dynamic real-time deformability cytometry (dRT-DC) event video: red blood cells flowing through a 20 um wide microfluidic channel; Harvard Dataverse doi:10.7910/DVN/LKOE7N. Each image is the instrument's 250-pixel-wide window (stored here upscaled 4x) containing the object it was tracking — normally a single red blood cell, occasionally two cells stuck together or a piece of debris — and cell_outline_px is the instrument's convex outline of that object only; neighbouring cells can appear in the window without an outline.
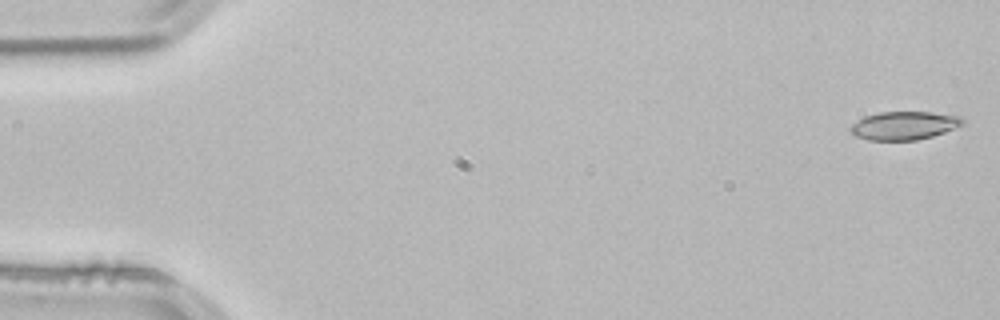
{"species": "common noctule bat (a hibernating species)", "species_latin": "Nyctalus noctula", "temperature_condition": "room temperature", "stored_images_in_passage": 53, "camera_frame_rate_fps": 3000, "um_per_image_px": 0.085, "animal": {"sex": "male", "body_mass_g": 21.5, "forearm_length_mm": 52.0}, "frame": {"image": 1, "passage_image": 1, "time_ms": 0.0, "image_size_px": [1000, 320], "cell_outline_px": [[964, 124], [944, 132], [932, 136], [916, 140], [868, 140], [856, 136], [848, 128], [852, 124], [864, 116], [880, 112], [932, 112], [960, 116], [964, 120]], "centroid_in_image_um": [76.84, 10.67], "position_along_channel_um": 8.2, "area_um2": 18.44}}
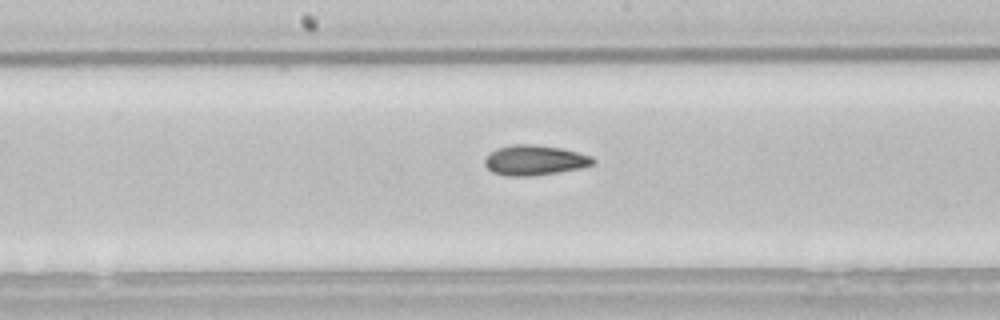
{"frame": {"image": 2, "passage_image": 27, "time_ms": 8.667, "image_size_px": [1000, 320], "cell_outline_px": [[596, 160], [592, 164], [580, 168], [532, 176], [508, 176], [492, 172], [484, 164], [484, 160], [488, 152], [496, 148], [512, 144], [536, 144], [560, 148], [592, 156]], "centroid_in_image_um": [45.39, 13.61], "position_along_channel_um": 202.8, "area_um2": 19.02}}
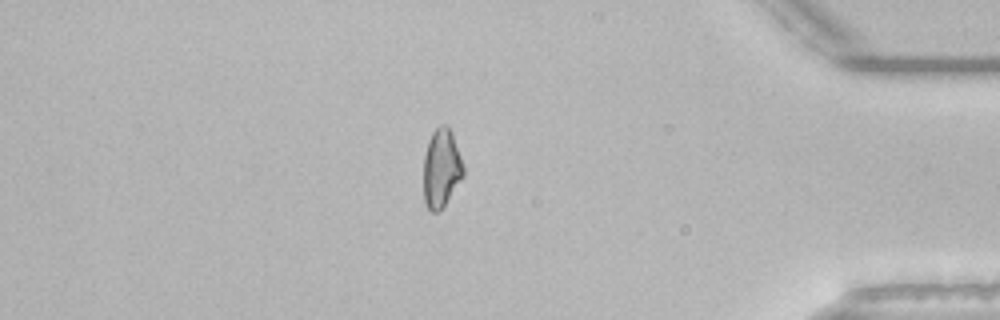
{"frame": {"image": 3, "passage_image": 45, "time_ms": 14.667, "image_size_px": [1000, 320], "cell_outline_px": [[464, 176], [444, 208], [436, 212], [432, 212], [424, 204], [424, 156], [428, 140], [432, 132], [440, 124], [444, 124], [452, 132], [464, 168]], "centroid_in_image_um": [37.52, 14.34], "position_along_channel_um": 397.7, "area_um2": 18.44}, "authors_computed_cell_mechanics": {"area_um2": 18.785, "velocity_mm_per_s": 3.854, "shape_relaxation_time_tau1_ms": null, "shape_relaxation_time_tau2_ms": 4.354, "deformation_change_tau1": null, "deformation_change_tau2": 0.1019}}